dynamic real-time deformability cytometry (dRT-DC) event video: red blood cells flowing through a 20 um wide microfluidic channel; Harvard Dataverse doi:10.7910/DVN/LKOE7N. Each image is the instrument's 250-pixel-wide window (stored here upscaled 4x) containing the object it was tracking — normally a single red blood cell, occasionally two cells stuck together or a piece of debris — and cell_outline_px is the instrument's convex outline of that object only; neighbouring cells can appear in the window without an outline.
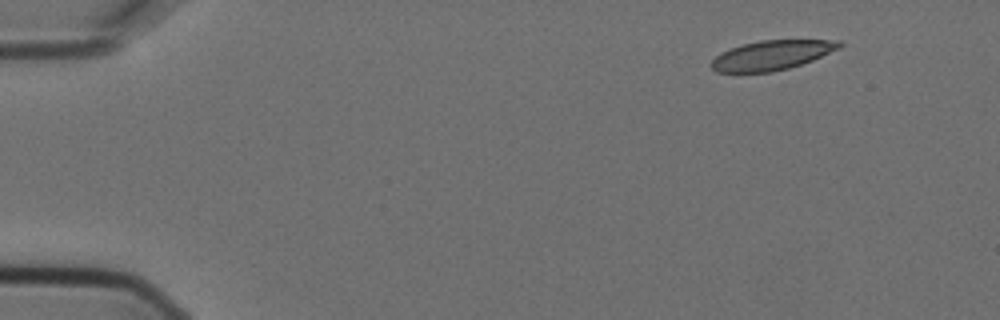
{"species": "Egyptian fruit bat (a non-hibernating species)", "species_latin": "Rousettus aegyptiacus", "temperature_condition": "cold", "stored_images_in_passage": 4, "camera_frame_rate_fps": 3000, "um_per_image_px": 0.085, "animal": {"sex": "female"}, "frame": {"image": 1, "passage_image": 1, "time_ms": 0.0, "image_size_px": [1000, 320], "cell_outline_px": [[844, 44], [840, 48], [812, 60], [788, 68], [772, 72], [716, 72], [708, 64], [720, 52], [744, 44], [760, 40], [840, 40]], "centroid_in_image_um": [65.59, 4.69], "position_along_channel_um": 19.4, "area_um2": 21.96}}
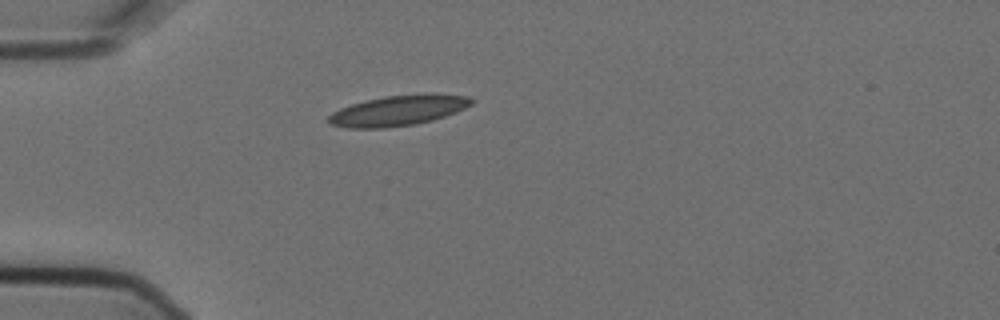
{"frame": {"image": 2, "passage_image": 4, "time_ms": 1.0, "image_size_px": [1000, 320], "cell_outline_px": [[476, 100], [472, 104], [456, 112], [432, 120], [416, 124], [384, 128], [348, 128], [328, 124], [328, 116], [332, 112], [340, 108], [352, 104], [384, 96], [424, 92], [436, 92], [468, 96]], "centroid_in_image_um": [33.9, 9.37], "position_along_channel_um": 51.1, "area_um2": 25.78}}